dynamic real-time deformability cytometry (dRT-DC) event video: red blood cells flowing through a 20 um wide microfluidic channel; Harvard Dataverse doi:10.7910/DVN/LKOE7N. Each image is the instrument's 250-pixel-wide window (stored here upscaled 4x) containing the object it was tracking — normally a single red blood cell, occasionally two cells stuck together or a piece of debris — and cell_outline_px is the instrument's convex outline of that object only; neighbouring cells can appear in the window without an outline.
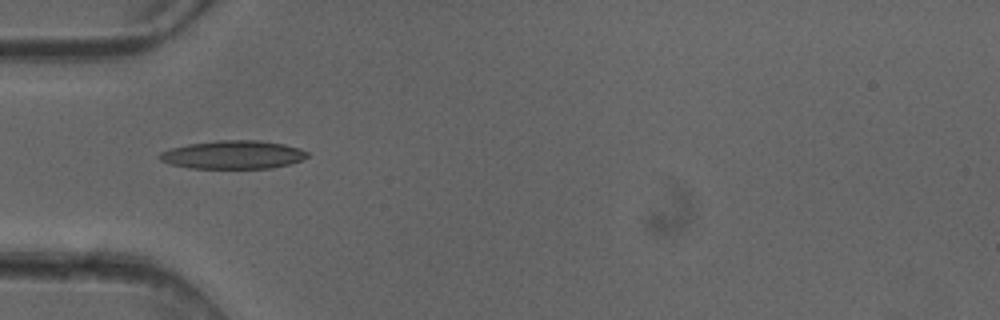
{"species": "common noctule bat (a hibernating species)", "species_latin": "Nyctalus noctula", "temperature_condition": "cold", "stored_images_in_passage": 1, "camera_frame_rate_fps": 3000, "um_per_image_px": 0.085, "animal": {"sex": "female"}, "frame": {"image": 1, "passage_image": 1, "time_ms": 0.0, "image_size_px": [1000, 320], "cell_outline_px": [[308, 156], [300, 160], [288, 164], [268, 168], [188, 168], [172, 164], [160, 160], [156, 156], [160, 152], [172, 148], [188, 144], [216, 140], [260, 140], [284, 144], [300, 148], [308, 152]], "centroid_in_image_um": [19.79, 13.14], "position_along_channel_um": 65.2, "area_um2": 24.33}}